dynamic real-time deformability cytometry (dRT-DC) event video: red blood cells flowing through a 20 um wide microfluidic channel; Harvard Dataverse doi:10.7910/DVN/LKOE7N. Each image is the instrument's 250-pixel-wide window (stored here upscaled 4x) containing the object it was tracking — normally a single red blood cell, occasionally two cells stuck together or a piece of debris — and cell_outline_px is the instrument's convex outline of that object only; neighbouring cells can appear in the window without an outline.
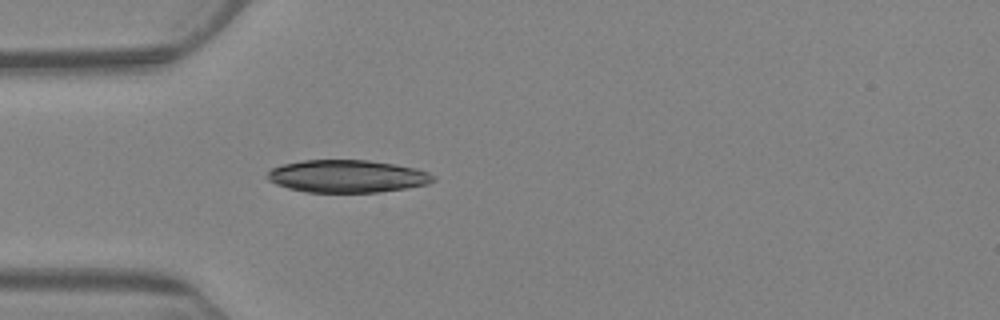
{"species": "Egyptian fruit bat (a non-hibernating species)", "species_latin": "Rousettus aegyptiacus", "temperature_condition": "warm", "stored_images_in_passage": 5, "camera_frame_rate_fps": 3000, "um_per_image_px": 0.085, "animal": {"sex": "female"}, "frame": {"image": 1, "passage_image": 5, "time_ms": 5.667, "image_size_px": [1000, 320], "cell_outline_px": [[436, 180], [428, 184], [380, 192], [304, 192], [288, 188], [276, 184], [268, 180], [268, 172], [272, 168], [284, 164], [304, 160], [368, 160], [416, 168], [428, 172], [436, 176]], "centroid_in_image_um": [29.53, 14.98], "position_along_channel_um": 55.5, "area_um2": 31.39}}